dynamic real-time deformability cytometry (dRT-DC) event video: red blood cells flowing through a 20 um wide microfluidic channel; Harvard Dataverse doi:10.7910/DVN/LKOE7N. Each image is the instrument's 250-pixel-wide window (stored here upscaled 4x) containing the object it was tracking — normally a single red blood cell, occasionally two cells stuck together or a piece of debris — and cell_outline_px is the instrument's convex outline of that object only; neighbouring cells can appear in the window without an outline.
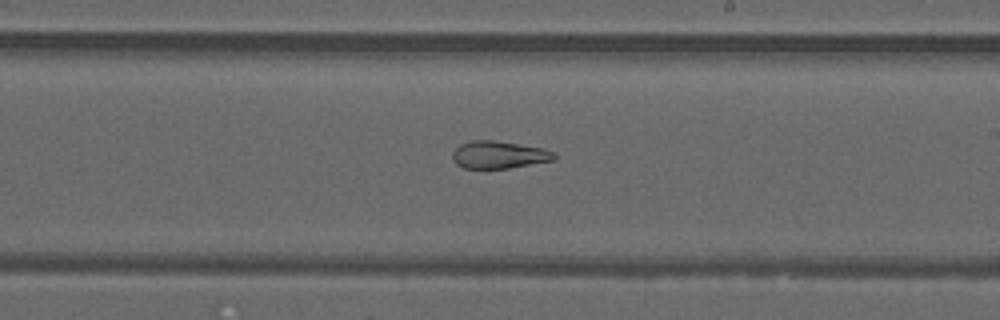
{"species": "common noctule bat (a hibernating species)", "species_latin": "Nyctalus noctula", "temperature_condition": "warm", "stored_images_in_passage": 48, "camera_frame_rate_fps": 3000, "um_per_image_px": 0.085, "animal": {"sex": "male", "forearm_length_mm": 52.5}, "frame": {"image": 1, "passage_image": 28, "time_ms": 9.0, "image_size_px": [1000, 320], "cell_outline_px": [[556, 160], [508, 168], [464, 168], [456, 164], [452, 160], [452, 152], [460, 144], [472, 140], [492, 140], [544, 148], [552, 152], [556, 156]], "centroid_in_image_um": [42.39, 13.16], "position_along_channel_um": 246.6, "area_um2": 16.24}, "authors_computed_cell_mechanics": {"area_um2": 21.2415, "velocity_mm_per_s": 4.2235, "shape_relaxation_time_tau1_ms": null, "shape_relaxation_time_tau2_ms": 2.4524, "deformation_change_tau1": null, "deformation_change_tau2": 0.105}}